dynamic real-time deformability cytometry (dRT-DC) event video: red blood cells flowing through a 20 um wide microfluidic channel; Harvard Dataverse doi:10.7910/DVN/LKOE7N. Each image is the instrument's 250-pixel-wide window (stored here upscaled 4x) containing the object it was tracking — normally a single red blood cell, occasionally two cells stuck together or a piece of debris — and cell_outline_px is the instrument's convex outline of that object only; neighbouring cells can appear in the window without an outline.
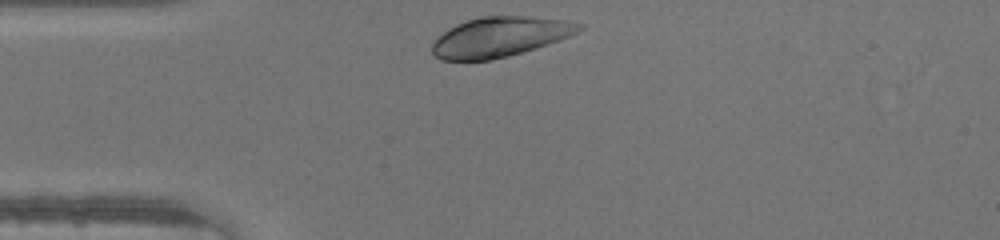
{"species": "human", "species_latin": "Homo sapiens", "temperature_condition": "warm", "stored_images_in_passage": 26, "camera_frame_rate_fps": 3000, "um_per_image_px": 0.085, "donor": {"sex": "male"}, "frame": {"image": 1, "passage_image": 1, "time_ms": 0.0, "image_size_px": [1000, 240], "cell_outline_px": [[584, 28], [568, 36], [536, 48], [508, 56], [488, 60], [440, 60], [432, 52], [432, 44], [436, 36], [448, 28], [456, 24], [480, 16], [528, 16], [564, 20], [584, 24]], "centroid_in_image_um": [42.45, 3.13], "position_along_channel_um": 42.6, "area_um2": 34.04}}
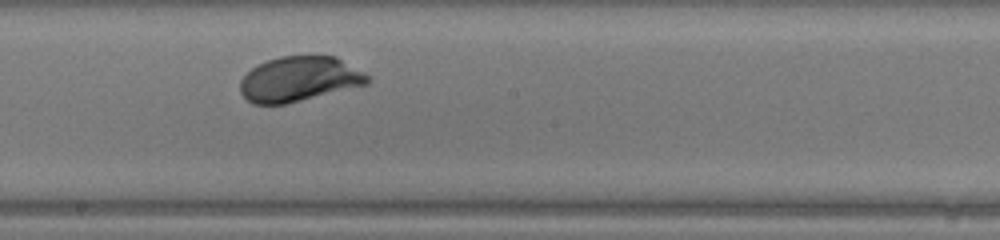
{"frame": {"image": 2, "passage_image": 15, "time_ms": 4.667, "image_size_px": [1000, 240], "cell_outline_px": [[372, 80], [368, 84], [284, 104], [252, 104], [240, 92], [240, 80], [252, 68], [268, 60], [280, 56], [336, 56], [372, 76]], "centroid_in_image_um": [25.47, 6.71], "position_along_channel_um": 222.7, "area_um2": 33.29}}
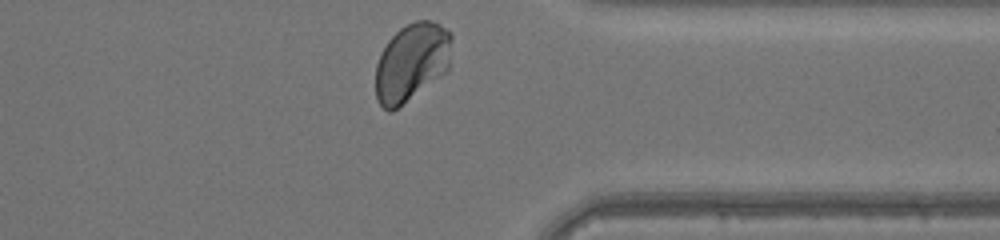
{"frame": {"image": 3, "passage_image": 26, "time_ms": 8.333, "image_size_px": [1000, 240], "cell_outline_px": [[452, 40], [448, 68], [440, 76], [392, 112], [388, 112], [376, 100], [376, 64], [380, 52], [388, 40], [400, 28], [416, 20], [432, 20], [448, 28], [452, 36]], "centroid_in_image_um": [34.98, 5.26], "position_along_channel_um": 376.4, "area_um2": 34.68}}